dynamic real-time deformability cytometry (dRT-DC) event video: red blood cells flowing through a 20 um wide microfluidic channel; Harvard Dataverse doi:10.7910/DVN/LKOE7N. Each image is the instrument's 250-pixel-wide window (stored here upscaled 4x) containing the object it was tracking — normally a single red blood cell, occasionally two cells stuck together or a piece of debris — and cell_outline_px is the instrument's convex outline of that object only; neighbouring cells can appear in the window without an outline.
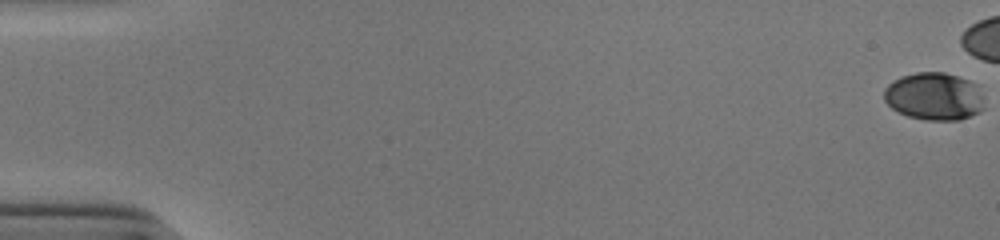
{"species": "human", "species_latin": "Homo sapiens", "temperature_condition": "cold", "stored_images_in_passage": 44, "camera_frame_rate_fps": 3000, "um_per_image_px": 0.085, "donor": {"sex": "male"}, "frame": {"image": 1, "passage_image": 1, "time_ms": 0.0, "image_size_px": [1000, 240], "cell_outline_px": [[984, 108], [980, 112], [960, 120], [924, 120], [908, 116], [892, 108], [884, 100], [884, 88], [888, 84], [900, 76], [916, 72], [944, 72], [968, 80], [976, 84]], "centroid_in_image_um": [79.37, 8.19], "position_along_channel_um": 5.6, "area_um2": 27.74}}
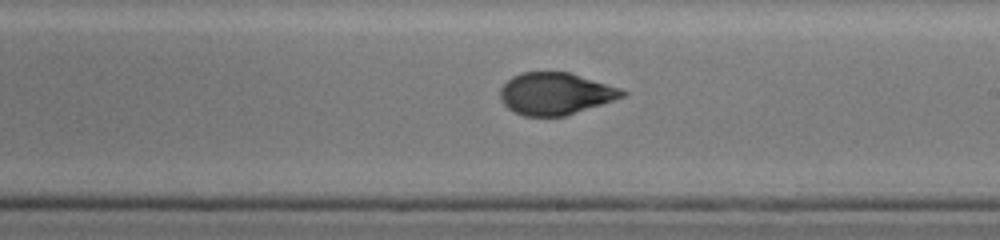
{"frame": {"image": 2, "passage_image": 33, "time_ms": 10.667, "image_size_px": [1000, 240], "cell_outline_px": [[628, 92], [624, 96], [564, 116], [524, 116], [508, 108], [500, 100], [500, 88], [512, 76], [520, 72], [568, 72], [620, 88]], "centroid_in_image_um": [47.17, 7.95], "position_along_channel_um": 241.8, "area_um2": 29.54}}
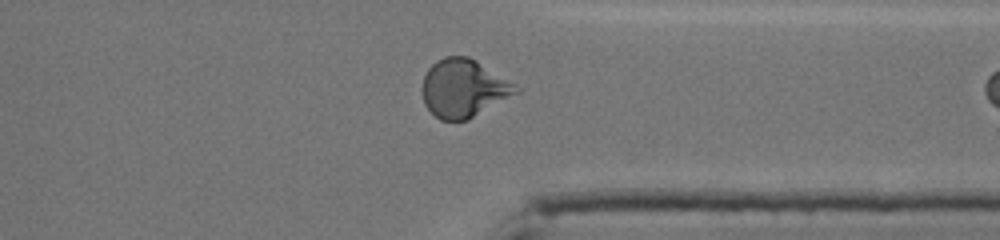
{"frame": {"image": 3, "passage_image": 43, "time_ms": 14.0, "image_size_px": [1000, 240], "cell_outline_px": [[520, 92], [468, 120], [440, 120], [424, 104], [420, 88], [424, 76], [428, 68], [436, 60], [444, 56], [468, 56], [476, 60], [520, 88]], "centroid_in_image_um": [39.37, 7.5], "position_along_channel_um": 372.0, "area_um2": 31.73}}